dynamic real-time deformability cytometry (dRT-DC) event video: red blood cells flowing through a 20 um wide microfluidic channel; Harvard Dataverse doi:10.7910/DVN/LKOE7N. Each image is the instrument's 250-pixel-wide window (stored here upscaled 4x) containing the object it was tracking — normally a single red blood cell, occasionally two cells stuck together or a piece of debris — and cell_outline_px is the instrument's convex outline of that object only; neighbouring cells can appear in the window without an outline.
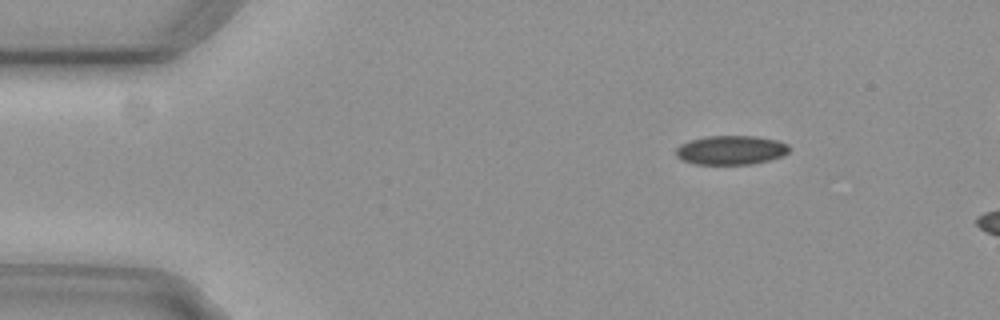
{"species": "common noctule bat (a hibernating species)", "species_latin": "Nyctalus noctula", "temperature_condition": "cold", "stored_images_in_passage": 3, "camera_frame_rate_fps": 3000, "um_per_image_px": 0.085, "animal": {"sex": "female", "body_mass_g": 29.2, "forearm_length_mm": 56.3}, "frame": {"image": 1, "passage_image": 2, "time_ms": 0.333, "image_size_px": [1000, 320], "cell_outline_px": [[788, 152], [784, 156], [752, 164], [692, 164], [680, 160], [676, 156], [676, 148], [680, 144], [692, 140], [708, 136], [756, 136], [776, 140], [788, 144]], "centroid_in_image_um": [62.11, 12.76], "position_along_channel_um": 22.9, "area_um2": 19.25}}